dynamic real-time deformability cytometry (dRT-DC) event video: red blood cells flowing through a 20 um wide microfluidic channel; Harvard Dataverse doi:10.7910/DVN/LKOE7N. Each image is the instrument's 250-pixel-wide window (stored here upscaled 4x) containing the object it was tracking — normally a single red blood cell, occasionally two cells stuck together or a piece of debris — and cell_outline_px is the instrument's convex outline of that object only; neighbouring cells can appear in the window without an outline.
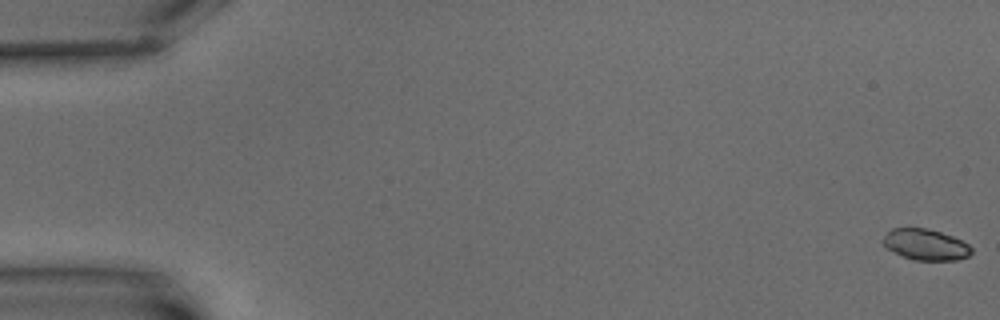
{"species": "common noctule bat (a hibernating species)", "species_latin": "Nyctalus noctula", "temperature_condition": "warm", "stored_images_in_passage": 7, "camera_frame_rate_fps": 3000, "um_per_image_px": 0.085, "animal": {"sex": "male", "body_mass_g": 15.6}, "frame": {"image": 1, "passage_image": 1, "time_ms": 0.0, "image_size_px": [1000, 320], "cell_outline_px": [[972, 252], [968, 256], [956, 260], [916, 260], [904, 256], [888, 248], [884, 244], [884, 236], [892, 228], [928, 228], [952, 236], [968, 244], [972, 248]], "centroid_in_image_um": [78.71, 20.78], "position_along_channel_um": 6.3, "area_um2": 15.66}}